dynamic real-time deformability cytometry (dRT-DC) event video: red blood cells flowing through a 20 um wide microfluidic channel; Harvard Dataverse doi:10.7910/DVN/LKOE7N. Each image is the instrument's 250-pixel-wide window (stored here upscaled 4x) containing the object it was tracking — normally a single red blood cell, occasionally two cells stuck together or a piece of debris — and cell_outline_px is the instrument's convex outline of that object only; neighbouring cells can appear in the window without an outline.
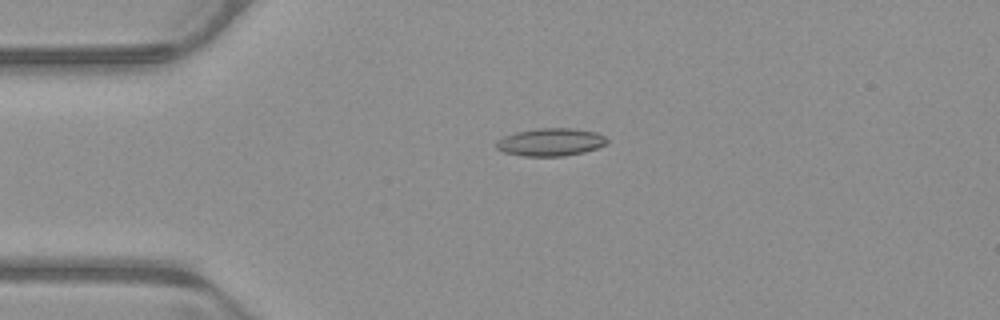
{"species": "common noctule bat (a hibernating species)", "species_latin": "Nyctalus noctula", "temperature_condition": "warm", "stored_images_in_passage": 41, "camera_frame_rate_fps": 3000, "um_per_image_px": 0.085, "animal": {"sex": "male", "body_mass_g": 23.1, "forearm_length_mm": 52.7}, "frame": {"image": 1, "passage_image": 1, "time_ms": 0.0, "image_size_px": [1000, 320], "cell_outline_px": [[608, 144], [584, 152], [564, 156], [524, 156], [504, 152], [496, 148], [496, 140], [504, 136], [516, 132], [536, 128], [572, 128], [596, 132], [604, 136], [608, 140]], "centroid_in_image_um": [46.8, 12.07], "position_along_channel_um": 38.2, "area_um2": 17.98}}
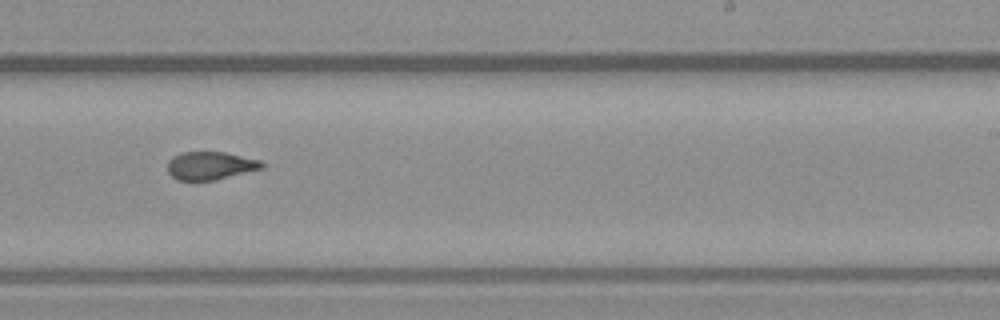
{"frame": {"image": 2, "passage_image": 21, "time_ms": 6.667, "image_size_px": [1000, 320], "cell_outline_px": [[264, 168], [212, 180], [192, 184], [176, 180], [168, 172], [168, 160], [172, 156], [180, 152], [224, 152], [260, 160], [264, 164]], "centroid_in_image_um": [17.8, 14.11], "position_along_channel_um": 271.2, "area_um2": 15.84}}
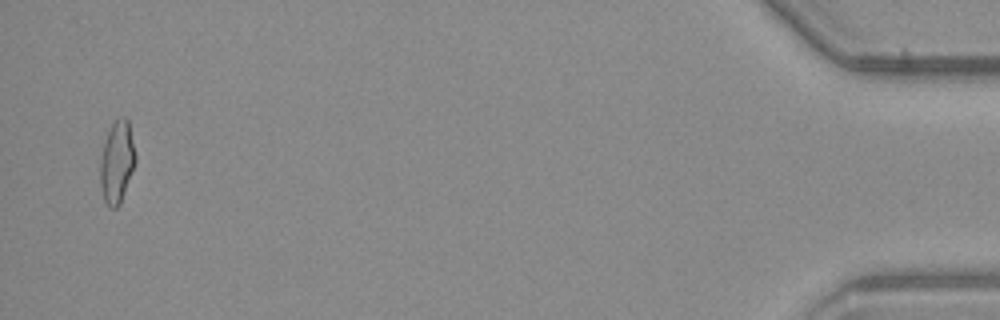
{"frame": {"image": 3, "passage_image": 40, "time_ms": 13.0, "image_size_px": [1000, 320], "cell_outline_px": [[136, 160], [120, 204], [116, 208], [112, 208], [104, 200], [100, 188], [100, 160], [104, 140], [112, 124], [116, 120], [124, 116], [128, 120], [136, 156]], "centroid_in_image_um": [9.92, 13.78], "position_along_channel_um": 425.3, "area_um2": 16.7}, "authors_computed_cell_mechanics": {"area_um2": 16.3574, "velocity_mm_per_s": 3.9306, "shape_relaxation_time_tau1_ms": 5.4615, "shape_relaxation_time_tau2_ms": 2.5857, "deformation_change_tau1": 0.1616, "deformation_change_tau2": 0.0944}}